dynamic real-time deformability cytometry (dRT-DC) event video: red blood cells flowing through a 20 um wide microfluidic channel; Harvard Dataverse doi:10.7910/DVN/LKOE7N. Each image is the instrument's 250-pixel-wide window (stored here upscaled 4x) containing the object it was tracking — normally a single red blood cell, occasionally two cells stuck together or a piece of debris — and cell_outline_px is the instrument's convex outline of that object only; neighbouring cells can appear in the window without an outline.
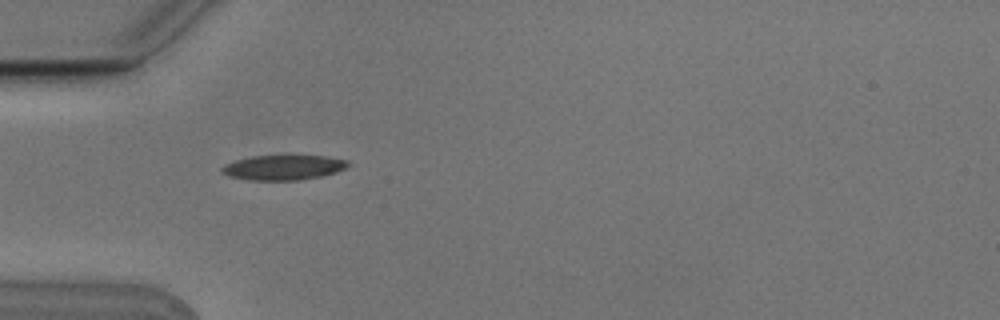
{"species": "Egyptian fruit bat (a non-hibernating species)", "species_latin": "Rousettus aegyptiacus", "temperature_condition": "cold", "stored_images_in_passage": 9, "camera_frame_rate_fps": 3000, "um_per_image_px": 0.085, "animal": {"sex": "male"}, "frame": {"image": 1, "passage_image": 4, "time_ms": 1.0, "image_size_px": [1000, 320], "cell_outline_px": [[348, 164], [344, 168], [336, 172], [324, 176], [300, 180], [252, 180], [228, 176], [220, 172], [220, 168], [224, 164], [236, 160], [252, 156], [324, 156], [348, 160]], "centroid_in_image_um": [24.05, 14.24], "position_along_channel_um": 60.9, "area_um2": 18.26}}
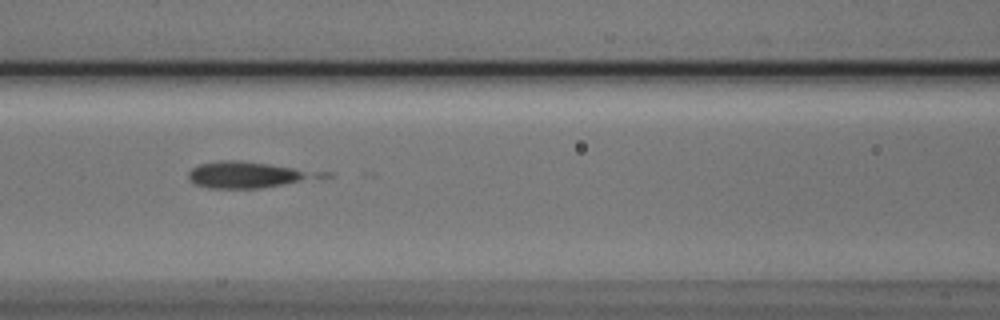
{"frame": {"image": 2, "passage_image": 6, "time_ms": 1.667, "image_size_px": [1000, 320], "cell_outline_px": [[308, 176], [300, 180], [260, 188], [208, 188], [192, 184], [188, 180], [188, 172], [192, 168], [200, 164], [220, 160], [236, 160], [268, 164], [292, 168]], "centroid_in_image_um": [20.52, 14.86], "position_along_channel_um": 146.1, "area_um2": 18.32}}
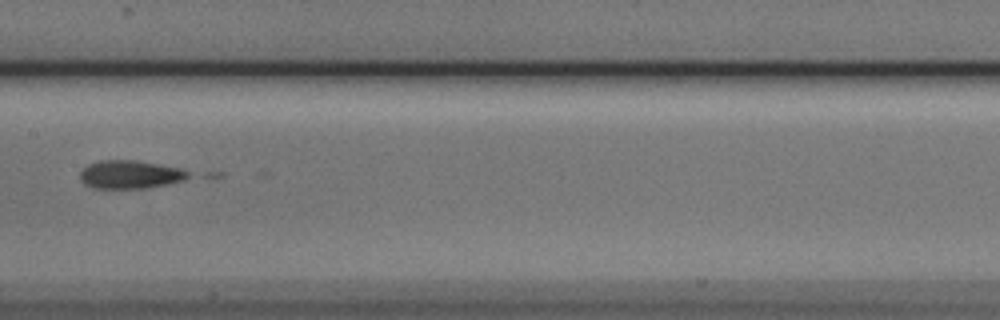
{"frame": {"image": 3, "passage_image": 7, "time_ms": 2.0, "image_size_px": [1000, 320], "cell_outline_px": [[192, 176], [184, 180], [148, 188], [92, 188], [84, 184], [80, 180], [80, 172], [88, 164], [100, 160], [136, 160], [180, 168], [188, 172]], "centroid_in_image_um": [11.05, 14.83], "position_along_channel_um": 196.4, "area_um2": 17.86}}